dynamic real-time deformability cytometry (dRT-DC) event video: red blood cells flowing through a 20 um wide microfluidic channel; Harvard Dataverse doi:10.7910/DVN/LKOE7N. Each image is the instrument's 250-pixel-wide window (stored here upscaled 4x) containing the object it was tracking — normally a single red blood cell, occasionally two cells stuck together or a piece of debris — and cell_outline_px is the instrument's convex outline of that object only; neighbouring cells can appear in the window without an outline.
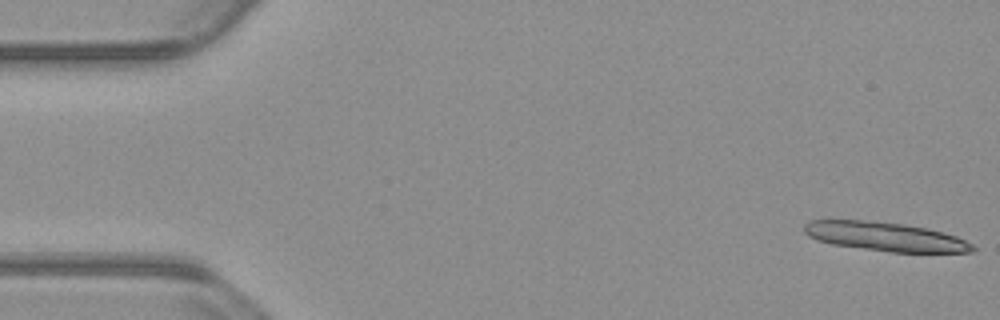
{"species": "common noctule bat (a hibernating species)", "species_latin": "Nyctalus noctula", "temperature_condition": "warm", "stored_images_in_passage": 13, "camera_frame_rate_fps": 3000, "um_per_image_px": 0.085, "animal": {"sex": "male", "body_mass_g": 23.1, "forearm_length_mm": 52.7}, "frame": {"image": 1, "passage_image": 1, "time_ms": 0.0, "image_size_px": [1000, 320], "cell_outline_px": [[976, 248], [972, 252], [888, 252], [832, 244], [816, 240], [808, 236], [804, 232], [804, 224], [808, 220], [860, 220], [904, 224], [928, 228], [944, 232], [956, 236], [972, 244]], "centroid_in_image_um": [75.22, 20.11], "position_along_channel_um": 9.8, "area_um2": 28.44}}